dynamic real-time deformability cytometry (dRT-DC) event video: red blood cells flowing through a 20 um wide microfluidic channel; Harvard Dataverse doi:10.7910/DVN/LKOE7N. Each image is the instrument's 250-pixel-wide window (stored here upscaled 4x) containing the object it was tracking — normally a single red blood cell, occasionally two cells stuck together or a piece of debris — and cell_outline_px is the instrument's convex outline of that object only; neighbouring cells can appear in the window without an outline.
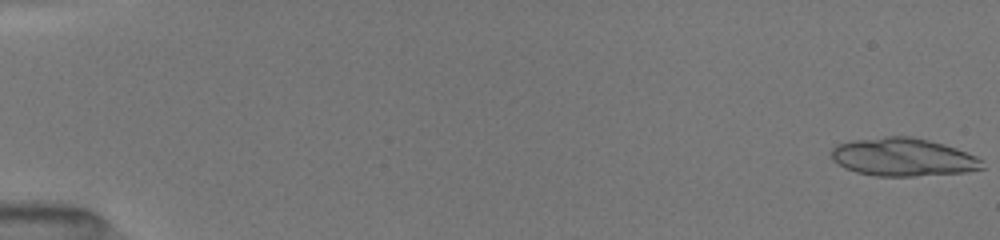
{"species": "common noctule bat (a hibernating species)", "species_latin": "Nyctalus noctula", "temperature_condition": "room temperature", "stored_images_in_passage": 40, "camera_frame_rate_fps": 3000, "um_per_image_px": 0.085, "animal": {"sex": "female", "body_mass_g": 19.5, "forearm_length_mm": 54.1}, "frame": {"image": 1, "passage_image": 1, "time_ms": 0.0, "image_size_px": [1000, 240], "cell_outline_px": [[984, 168], [964, 172], [916, 176], [876, 176], [856, 172], [844, 168], [832, 160], [832, 148], [836, 144], [852, 140], [884, 136], [912, 136], [944, 144], [956, 148], [976, 156], [984, 160]], "centroid_in_image_um": [76.75, 13.35], "position_along_channel_um": 8.2, "area_um2": 33.7}}
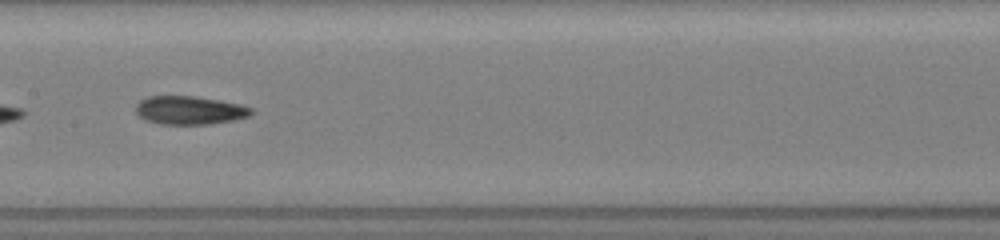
{"frame": {"image": 2, "passage_image": 28, "time_ms": 9.0, "image_size_px": [1000, 240], "cell_outline_px": [[256, 112], [248, 116], [232, 120], [208, 124], [160, 124], [144, 120], [136, 112], [136, 104], [140, 100], [148, 96], [196, 96], [220, 100], [240, 104], [252, 108]], "centroid_in_image_um": [16.11, 9.36], "position_along_channel_um": 191.3, "area_um2": 19.19}}
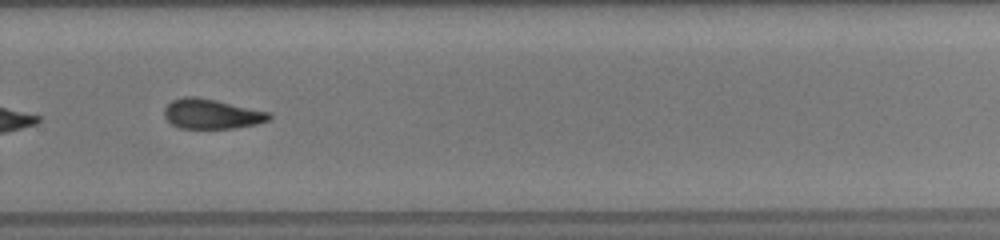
{"frame": {"image": 3, "passage_image": 37, "time_ms": 12.0, "image_size_px": [1000, 240], "cell_outline_px": [[272, 116], [268, 120], [256, 124], [236, 128], [180, 128], [172, 124], [164, 116], [164, 108], [172, 100], [184, 96], [196, 96], [216, 100], [272, 112]], "centroid_in_image_um": [18.0, 9.67], "position_along_channel_um": 311.8, "area_um2": 18.32}}